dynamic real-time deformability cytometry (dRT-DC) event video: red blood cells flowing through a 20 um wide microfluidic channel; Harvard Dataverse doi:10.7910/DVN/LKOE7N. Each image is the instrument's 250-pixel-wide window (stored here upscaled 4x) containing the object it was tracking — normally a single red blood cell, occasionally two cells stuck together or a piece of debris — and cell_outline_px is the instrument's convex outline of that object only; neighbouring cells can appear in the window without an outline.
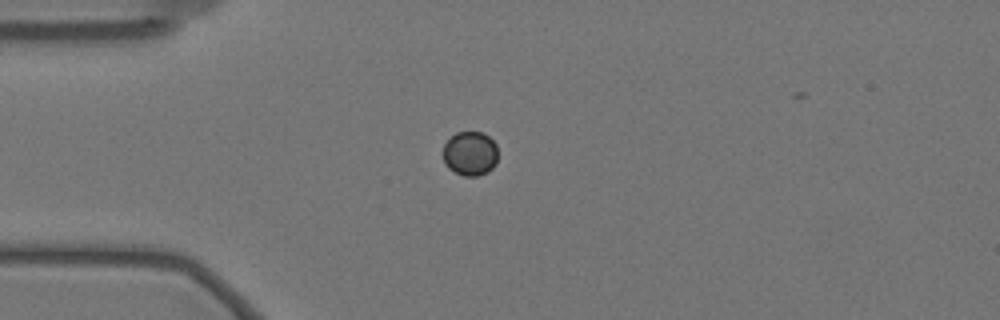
{"species": "Egyptian fruit bat (a non-hibernating species)", "species_latin": "Rousettus aegyptiacus", "temperature_condition": "warm", "stored_images_in_passage": 31, "camera_frame_rate_fps": 3000, "um_per_image_px": 0.085, "animal": {"sex": "female"}, "frame": {"image": 1, "passage_image": 1, "time_ms": 0.0, "image_size_px": [1000, 320], "cell_outline_px": [[496, 164], [488, 172], [476, 176], [464, 176], [448, 168], [444, 160], [444, 144], [456, 132], [480, 132], [488, 136], [496, 144]], "centroid_in_image_um": [39.96, 13.05], "position_along_channel_um": 45.0, "area_um2": 13.99}}
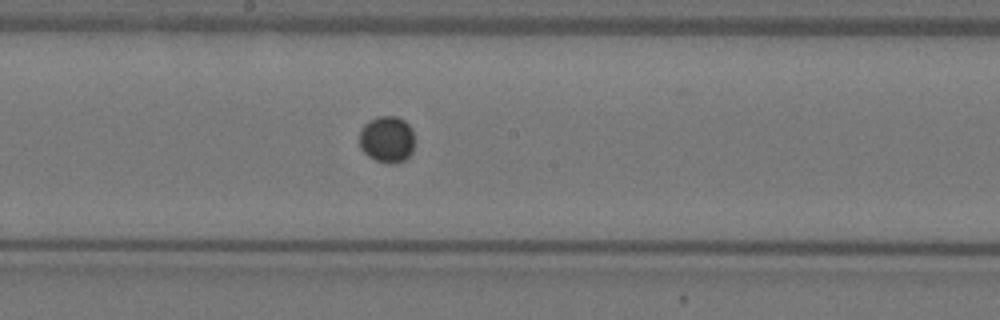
{"frame": {"image": 2, "passage_image": 17, "time_ms": 5.333, "image_size_px": [1000, 320], "cell_outline_px": [[412, 152], [404, 160], [396, 164], [388, 164], [376, 160], [368, 156], [360, 148], [360, 132], [364, 124], [368, 120], [380, 116], [396, 116], [404, 120], [412, 128]], "centroid_in_image_um": [32.87, 11.84], "position_along_channel_um": 215.3, "area_um2": 14.97}}
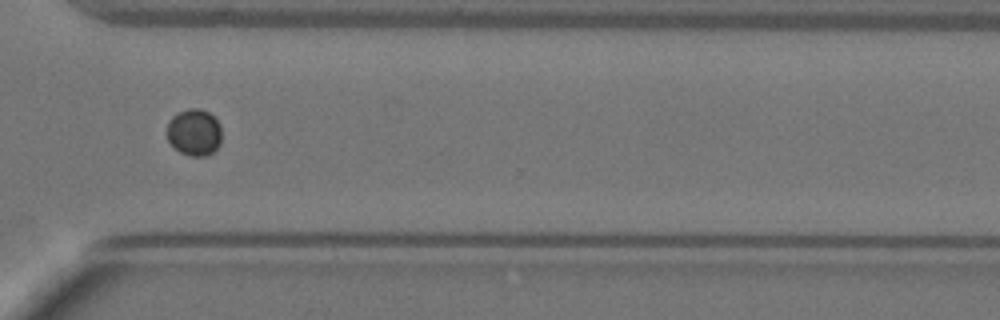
{"frame": {"image": 3, "passage_image": 29, "time_ms": 9.333, "image_size_px": [1000, 320], "cell_outline_px": [[220, 144], [208, 156], [188, 156], [180, 152], [168, 140], [168, 120], [176, 112], [188, 108], [200, 108], [208, 112], [220, 124]], "centroid_in_image_um": [16.5, 11.23], "position_along_channel_um": 354.1, "area_um2": 14.91}}